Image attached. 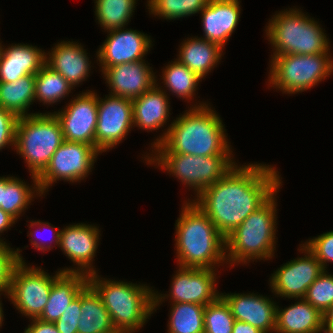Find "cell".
Returning a JSON list of instances; mask_svg holds the SVG:
<instances>
[{
	"label": "cell",
	"instance_id": "1",
	"mask_svg": "<svg viewBox=\"0 0 333 333\" xmlns=\"http://www.w3.org/2000/svg\"><path fill=\"white\" fill-rule=\"evenodd\" d=\"M280 178L273 165L236 163L221 180L192 201L226 238L280 189Z\"/></svg>",
	"mask_w": 333,
	"mask_h": 333
},
{
	"label": "cell",
	"instance_id": "2",
	"mask_svg": "<svg viewBox=\"0 0 333 333\" xmlns=\"http://www.w3.org/2000/svg\"><path fill=\"white\" fill-rule=\"evenodd\" d=\"M188 110L173 120L165 133L151 144L152 149L155 148L152 152L193 156L233 155L220 116L203 102Z\"/></svg>",
	"mask_w": 333,
	"mask_h": 333
},
{
	"label": "cell",
	"instance_id": "3",
	"mask_svg": "<svg viewBox=\"0 0 333 333\" xmlns=\"http://www.w3.org/2000/svg\"><path fill=\"white\" fill-rule=\"evenodd\" d=\"M183 206L175 224L177 265L216 270L215 265L227 263L225 237L196 203Z\"/></svg>",
	"mask_w": 333,
	"mask_h": 333
},
{
	"label": "cell",
	"instance_id": "4",
	"mask_svg": "<svg viewBox=\"0 0 333 333\" xmlns=\"http://www.w3.org/2000/svg\"><path fill=\"white\" fill-rule=\"evenodd\" d=\"M88 284L100 296L119 333L139 331L154 312V290L149 286L100 279L96 272L88 275Z\"/></svg>",
	"mask_w": 333,
	"mask_h": 333
},
{
	"label": "cell",
	"instance_id": "5",
	"mask_svg": "<svg viewBox=\"0 0 333 333\" xmlns=\"http://www.w3.org/2000/svg\"><path fill=\"white\" fill-rule=\"evenodd\" d=\"M276 193L246 219L226 238V261L232 266L274 256L276 244ZM229 252V253H228ZM228 253V254H227Z\"/></svg>",
	"mask_w": 333,
	"mask_h": 333
},
{
	"label": "cell",
	"instance_id": "6",
	"mask_svg": "<svg viewBox=\"0 0 333 333\" xmlns=\"http://www.w3.org/2000/svg\"><path fill=\"white\" fill-rule=\"evenodd\" d=\"M322 29L318 22L299 9L279 11L265 30L275 50L271 56L328 53L330 43Z\"/></svg>",
	"mask_w": 333,
	"mask_h": 333
},
{
	"label": "cell",
	"instance_id": "7",
	"mask_svg": "<svg viewBox=\"0 0 333 333\" xmlns=\"http://www.w3.org/2000/svg\"><path fill=\"white\" fill-rule=\"evenodd\" d=\"M64 141L60 121L53 112L18 118L15 149L27 163L33 183H38L37 177Z\"/></svg>",
	"mask_w": 333,
	"mask_h": 333
},
{
	"label": "cell",
	"instance_id": "8",
	"mask_svg": "<svg viewBox=\"0 0 333 333\" xmlns=\"http://www.w3.org/2000/svg\"><path fill=\"white\" fill-rule=\"evenodd\" d=\"M329 54L272 56L268 83L285 94L306 91L332 74L333 59Z\"/></svg>",
	"mask_w": 333,
	"mask_h": 333
},
{
	"label": "cell",
	"instance_id": "9",
	"mask_svg": "<svg viewBox=\"0 0 333 333\" xmlns=\"http://www.w3.org/2000/svg\"><path fill=\"white\" fill-rule=\"evenodd\" d=\"M147 164H156L173 174L198 197L206 188L221 180L236 164L231 155L193 156L187 154H151ZM232 157V158H231ZM234 161V162H233Z\"/></svg>",
	"mask_w": 333,
	"mask_h": 333
},
{
	"label": "cell",
	"instance_id": "10",
	"mask_svg": "<svg viewBox=\"0 0 333 333\" xmlns=\"http://www.w3.org/2000/svg\"><path fill=\"white\" fill-rule=\"evenodd\" d=\"M62 273L60 270L50 276L42 267H29L18 261L11 273L7 296L22 315L38 318L47 304L53 282Z\"/></svg>",
	"mask_w": 333,
	"mask_h": 333
},
{
	"label": "cell",
	"instance_id": "11",
	"mask_svg": "<svg viewBox=\"0 0 333 333\" xmlns=\"http://www.w3.org/2000/svg\"><path fill=\"white\" fill-rule=\"evenodd\" d=\"M99 153L94 146L86 143L64 141L37 177L42 195L58 180L73 183L83 180L91 172Z\"/></svg>",
	"mask_w": 333,
	"mask_h": 333
},
{
	"label": "cell",
	"instance_id": "12",
	"mask_svg": "<svg viewBox=\"0 0 333 333\" xmlns=\"http://www.w3.org/2000/svg\"><path fill=\"white\" fill-rule=\"evenodd\" d=\"M172 279L170 294L163 295L154 292V310L165 297L172 303H195L206 306L220 297L216 290V273L214 269L178 267ZM163 295V296H162Z\"/></svg>",
	"mask_w": 333,
	"mask_h": 333
},
{
	"label": "cell",
	"instance_id": "13",
	"mask_svg": "<svg viewBox=\"0 0 333 333\" xmlns=\"http://www.w3.org/2000/svg\"><path fill=\"white\" fill-rule=\"evenodd\" d=\"M132 127V100L113 95L105 96L104 99L98 96L95 148L100 153L121 143Z\"/></svg>",
	"mask_w": 333,
	"mask_h": 333
},
{
	"label": "cell",
	"instance_id": "14",
	"mask_svg": "<svg viewBox=\"0 0 333 333\" xmlns=\"http://www.w3.org/2000/svg\"><path fill=\"white\" fill-rule=\"evenodd\" d=\"M299 251L304 257L288 261L276 270L270 278V287L275 295L288 299L304 298L308 287L324 271L316 256L304 245Z\"/></svg>",
	"mask_w": 333,
	"mask_h": 333
},
{
	"label": "cell",
	"instance_id": "15",
	"mask_svg": "<svg viewBox=\"0 0 333 333\" xmlns=\"http://www.w3.org/2000/svg\"><path fill=\"white\" fill-rule=\"evenodd\" d=\"M59 119L64 140L82 142L95 147V131L98 118V95L86 91L71 99L63 110L54 111Z\"/></svg>",
	"mask_w": 333,
	"mask_h": 333
},
{
	"label": "cell",
	"instance_id": "16",
	"mask_svg": "<svg viewBox=\"0 0 333 333\" xmlns=\"http://www.w3.org/2000/svg\"><path fill=\"white\" fill-rule=\"evenodd\" d=\"M119 28L108 31L105 42L97 51V59L103 72L106 68L144 60L151 48V39L137 30Z\"/></svg>",
	"mask_w": 333,
	"mask_h": 333
},
{
	"label": "cell",
	"instance_id": "17",
	"mask_svg": "<svg viewBox=\"0 0 333 333\" xmlns=\"http://www.w3.org/2000/svg\"><path fill=\"white\" fill-rule=\"evenodd\" d=\"M99 232L97 226L85 223L66 226L61 230L59 247L78 266L73 267L74 269H62V272H78L86 275L97 272L91 263L99 245Z\"/></svg>",
	"mask_w": 333,
	"mask_h": 333
},
{
	"label": "cell",
	"instance_id": "18",
	"mask_svg": "<svg viewBox=\"0 0 333 333\" xmlns=\"http://www.w3.org/2000/svg\"><path fill=\"white\" fill-rule=\"evenodd\" d=\"M102 74L108 83L109 95L134 100L156 84V76L145 60L106 68Z\"/></svg>",
	"mask_w": 333,
	"mask_h": 333
},
{
	"label": "cell",
	"instance_id": "19",
	"mask_svg": "<svg viewBox=\"0 0 333 333\" xmlns=\"http://www.w3.org/2000/svg\"><path fill=\"white\" fill-rule=\"evenodd\" d=\"M235 320L247 322L264 333H272L276 326V303L254 293L220 294Z\"/></svg>",
	"mask_w": 333,
	"mask_h": 333
},
{
	"label": "cell",
	"instance_id": "20",
	"mask_svg": "<svg viewBox=\"0 0 333 333\" xmlns=\"http://www.w3.org/2000/svg\"><path fill=\"white\" fill-rule=\"evenodd\" d=\"M239 5V0H210L200 12L204 39L223 49L239 22L241 13Z\"/></svg>",
	"mask_w": 333,
	"mask_h": 333
},
{
	"label": "cell",
	"instance_id": "21",
	"mask_svg": "<svg viewBox=\"0 0 333 333\" xmlns=\"http://www.w3.org/2000/svg\"><path fill=\"white\" fill-rule=\"evenodd\" d=\"M87 54L81 44L63 40L46 53L45 63L74 88L89 77L91 62Z\"/></svg>",
	"mask_w": 333,
	"mask_h": 333
},
{
	"label": "cell",
	"instance_id": "22",
	"mask_svg": "<svg viewBox=\"0 0 333 333\" xmlns=\"http://www.w3.org/2000/svg\"><path fill=\"white\" fill-rule=\"evenodd\" d=\"M46 53L29 44L4 48L0 60V82H14L26 75H35L45 64Z\"/></svg>",
	"mask_w": 333,
	"mask_h": 333
},
{
	"label": "cell",
	"instance_id": "23",
	"mask_svg": "<svg viewBox=\"0 0 333 333\" xmlns=\"http://www.w3.org/2000/svg\"><path fill=\"white\" fill-rule=\"evenodd\" d=\"M170 102L166 91L157 83L143 95L132 100L133 127L154 131L163 127L170 114Z\"/></svg>",
	"mask_w": 333,
	"mask_h": 333
},
{
	"label": "cell",
	"instance_id": "24",
	"mask_svg": "<svg viewBox=\"0 0 333 333\" xmlns=\"http://www.w3.org/2000/svg\"><path fill=\"white\" fill-rule=\"evenodd\" d=\"M87 285L85 273L63 272L53 282L47 304L38 319L55 323Z\"/></svg>",
	"mask_w": 333,
	"mask_h": 333
},
{
	"label": "cell",
	"instance_id": "25",
	"mask_svg": "<svg viewBox=\"0 0 333 333\" xmlns=\"http://www.w3.org/2000/svg\"><path fill=\"white\" fill-rule=\"evenodd\" d=\"M322 313L304 298L284 309L276 307V333H321Z\"/></svg>",
	"mask_w": 333,
	"mask_h": 333
},
{
	"label": "cell",
	"instance_id": "26",
	"mask_svg": "<svg viewBox=\"0 0 333 333\" xmlns=\"http://www.w3.org/2000/svg\"><path fill=\"white\" fill-rule=\"evenodd\" d=\"M179 50L177 60L203 79L220 62L223 53L219 45L202 37L184 40Z\"/></svg>",
	"mask_w": 333,
	"mask_h": 333
},
{
	"label": "cell",
	"instance_id": "27",
	"mask_svg": "<svg viewBox=\"0 0 333 333\" xmlns=\"http://www.w3.org/2000/svg\"><path fill=\"white\" fill-rule=\"evenodd\" d=\"M80 310L77 333H119L100 296L89 284L81 291Z\"/></svg>",
	"mask_w": 333,
	"mask_h": 333
},
{
	"label": "cell",
	"instance_id": "28",
	"mask_svg": "<svg viewBox=\"0 0 333 333\" xmlns=\"http://www.w3.org/2000/svg\"><path fill=\"white\" fill-rule=\"evenodd\" d=\"M35 100V75H26L14 82H0V107L19 117L37 113L27 112Z\"/></svg>",
	"mask_w": 333,
	"mask_h": 333
},
{
	"label": "cell",
	"instance_id": "29",
	"mask_svg": "<svg viewBox=\"0 0 333 333\" xmlns=\"http://www.w3.org/2000/svg\"><path fill=\"white\" fill-rule=\"evenodd\" d=\"M33 186L30 188L25 181L17 177L3 176L0 208L17 220L36 195L42 197L38 183Z\"/></svg>",
	"mask_w": 333,
	"mask_h": 333
},
{
	"label": "cell",
	"instance_id": "30",
	"mask_svg": "<svg viewBox=\"0 0 333 333\" xmlns=\"http://www.w3.org/2000/svg\"><path fill=\"white\" fill-rule=\"evenodd\" d=\"M72 89V85L46 63L35 74V101L51 105L65 98Z\"/></svg>",
	"mask_w": 333,
	"mask_h": 333
},
{
	"label": "cell",
	"instance_id": "31",
	"mask_svg": "<svg viewBox=\"0 0 333 333\" xmlns=\"http://www.w3.org/2000/svg\"><path fill=\"white\" fill-rule=\"evenodd\" d=\"M204 305L172 303L168 333H204Z\"/></svg>",
	"mask_w": 333,
	"mask_h": 333
},
{
	"label": "cell",
	"instance_id": "32",
	"mask_svg": "<svg viewBox=\"0 0 333 333\" xmlns=\"http://www.w3.org/2000/svg\"><path fill=\"white\" fill-rule=\"evenodd\" d=\"M95 15L107 32L123 28L135 10L136 0H95Z\"/></svg>",
	"mask_w": 333,
	"mask_h": 333
},
{
	"label": "cell",
	"instance_id": "33",
	"mask_svg": "<svg viewBox=\"0 0 333 333\" xmlns=\"http://www.w3.org/2000/svg\"><path fill=\"white\" fill-rule=\"evenodd\" d=\"M171 63L162 70L165 87L180 99L192 100L202 78L177 59Z\"/></svg>",
	"mask_w": 333,
	"mask_h": 333
},
{
	"label": "cell",
	"instance_id": "34",
	"mask_svg": "<svg viewBox=\"0 0 333 333\" xmlns=\"http://www.w3.org/2000/svg\"><path fill=\"white\" fill-rule=\"evenodd\" d=\"M210 0H148L149 13L167 20L201 12Z\"/></svg>",
	"mask_w": 333,
	"mask_h": 333
},
{
	"label": "cell",
	"instance_id": "35",
	"mask_svg": "<svg viewBox=\"0 0 333 333\" xmlns=\"http://www.w3.org/2000/svg\"><path fill=\"white\" fill-rule=\"evenodd\" d=\"M204 333H232L235 318L229 306L219 297L204 308Z\"/></svg>",
	"mask_w": 333,
	"mask_h": 333
},
{
	"label": "cell",
	"instance_id": "36",
	"mask_svg": "<svg viewBox=\"0 0 333 333\" xmlns=\"http://www.w3.org/2000/svg\"><path fill=\"white\" fill-rule=\"evenodd\" d=\"M304 299L323 314L333 304V275L324 270L308 287Z\"/></svg>",
	"mask_w": 333,
	"mask_h": 333
},
{
	"label": "cell",
	"instance_id": "37",
	"mask_svg": "<svg viewBox=\"0 0 333 333\" xmlns=\"http://www.w3.org/2000/svg\"><path fill=\"white\" fill-rule=\"evenodd\" d=\"M13 249L5 241H0V292H5V295H8L9 292L13 267L18 261L25 262L23 257L20 256L19 251L21 250L19 248Z\"/></svg>",
	"mask_w": 333,
	"mask_h": 333
},
{
	"label": "cell",
	"instance_id": "38",
	"mask_svg": "<svg viewBox=\"0 0 333 333\" xmlns=\"http://www.w3.org/2000/svg\"><path fill=\"white\" fill-rule=\"evenodd\" d=\"M304 245L316 256L324 270L327 263L333 262V231L309 239Z\"/></svg>",
	"mask_w": 333,
	"mask_h": 333
},
{
	"label": "cell",
	"instance_id": "39",
	"mask_svg": "<svg viewBox=\"0 0 333 333\" xmlns=\"http://www.w3.org/2000/svg\"><path fill=\"white\" fill-rule=\"evenodd\" d=\"M81 292L67 307L55 325L60 333H77L81 316Z\"/></svg>",
	"mask_w": 333,
	"mask_h": 333
},
{
	"label": "cell",
	"instance_id": "40",
	"mask_svg": "<svg viewBox=\"0 0 333 333\" xmlns=\"http://www.w3.org/2000/svg\"><path fill=\"white\" fill-rule=\"evenodd\" d=\"M18 117L0 107V150L6 145L15 147Z\"/></svg>",
	"mask_w": 333,
	"mask_h": 333
},
{
	"label": "cell",
	"instance_id": "41",
	"mask_svg": "<svg viewBox=\"0 0 333 333\" xmlns=\"http://www.w3.org/2000/svg\"><path fill=\"white\" fill-rule=\"evenodd\" d=\"M31 325L29 324L25 328L24 333H60L55 325V323L44 322L38 318L30 319Z\"/></svg>",
	"mask_w": 333,
	"mask_h": 333
},
{
	"label": "cell",
	"instance_id": "42",
	"mask_svg": "<svg viewBox=\"0 0 333 333\" xmlns=\"http://www.w3.org/2000/svg\"><path fill=\"white\" fill-rule=\"evenodd\" d=\"M37 225L39 226V228L41 227V228L44 229L45 227L46 228L49 227L48 229L51 228V231L52 232L54 231V233H53L54 240L50 241V243L52 244V242L54 241L55 242L54 245H57V247H58L59 243H60V232H61V230H57V227L52 226L49 222H41L40 220L30 221V227L29 228L37 226ZM33 232H34V234L35 233L37 234V231H33Z\"/></svg>",
	"mask_w": 333,
	"mask_h": 333
},
{
	"label": "cell",
	"instance_id": "43",
	"mask_svg": "<svg viewBox=\"0 0 333 333\" xmlns=\"http://www.w3.org/2000/svg\"><path fill=\"white\" fill-rule=\"evenodd\" d=\"M232 333H264L247 322L235 320Z\"/></svg>",
	"mask_w": 333,
	"mask_h": 333
},
{
	"label": "cell",
	"instance_id": "44",
	"mask_svg": "<svg viewBox=\"0 0 333 333\" xmlns=\"http://www.w3.org/2000/svg\"><path fill=\"white\" fill-rule=\"evenodd\" d=\"M17 220L0 208V234L8 230ZM0 241L2 239L0 238Z\"/></svg>",
	"mask_w": 333,
	"mask_h": 333
},
{
	"label": "cell",
	"instance_id": "45",
	"mask_svg": "<svg viewBox=\"0 0 333 333\" xmlns=\"http://www.w3.org/2000/svg\"><path fill=\"white\" fill-rule=\"evenodd\" d=\"M323 332H333V304L322 314Z\"/></svg>",
	"mask_w": 333,
	"mask_h": 333
},
{
	"label": "cell",
	"instance_id": "46",
	"mask_svg": "<svg viewBox=\"0 0 333 333\" xmlns=\"http://www.w3.org/2000/svg\"><path fill=\"white\" fill-rule=\"evenodd\" d=\"M0 296H1V294H0ZM3 317H4V314H3L2 303L0 302V327L2 326V323H3Z\"/></svg>",
	"mask_w": 333,
	"mask_h": 333
},
{
	"label": "cell",
	"instance_id": "47",
	"mask_svg": "<svg viewBox=\"0 0 333 333\" xmlns=\"http://www.w3.org/2000/svg\"><path fill=\"white\" fill-rule=\"evenodd\" d=\"M1 196H2V177H0V205H1Z\"/></svg>",
	"mask_w": 333,
	"mask_h": 333
},
{
	"label": "cell",
	"instance_id": "48",
	"mask_svg": "<svg viewBox=\"0 0 333 333\" xmlns=\"http://www.w3.org/2000/svg\"><path fill=\"white\" fill-rule=\"evenodd\" d=\"M2 46L3 45H1V43H0V60H1L2 52H3V47Z\"/></svg>",
	"mask_w": 333,
	"mask_h": 333
}]
</instances>
